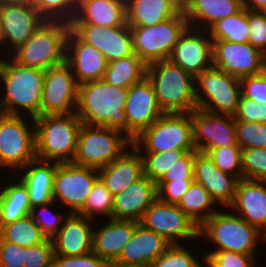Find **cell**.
Masks as SVG:
<instances>
[{"mask_svg":"<svg viewBox=\"0 0 266 267\" xmlns=\"http://www.w3.org/2000/svg\"><path fill=\"white\" fill-rule=\"evenodd\" d=\"M156 199V183L143 175L125 190L114 195L111 218L140 222L146 209Z\"/></svg>","mask_w":266,"mask_h":267,"instance_id":"cell-25","label":"cell"},{"mask_svg":"<svg viewBox=\"0 0 266 267\" xmlns=\"http://www.w3.org/2000/svg\"><path fill=\"white\" fill-rule=\"evenodd\" d=\"M99 178L98 169L69 163H58L53 179V201H59L70 212L78 214Z\"/></svg>","mask_w":266,"mask_h":267,"instance_id":"cell-12","label":"cell"},{"mask_svg":"<svg viewBox=\"0 0 266 267\" xmlns=\"http://www.w3.org/2000/svg\"><path fill=\"white\" fill-rule=\"evenodd\" d=\"M241 94L262 105L266 104V69L257 75L240 79Z\"/></svg>","mask_w":266,"mask_h":267,"instance_id":"cell-49","label":"cell"},{"mask_svg":"<svg viewBox=\"0 0 266 267\" xmlns=\"http://www.w3.org/2000/svg\"><path fill=\"white\" fill-rule=\"evenodd\" d=\"M57 164V162L35 159L18 171V174L24 171V173L21 172L22 177L19 176V178L28 188L31 207L53 201V179Z\"/></svg>","mask_w":266,"mask_h":267,"instance_id":"cell-31","label":"cell"},{"mask_svg":"<svg viewBox=\"0 0 266 267\" xmlns=\"http://www.w3.org/2000/svg\"><path fill=\"white\" fill-rule=\"evenodd\" d=\"M44 73L45 70L18 64L11 56L10 61L1 57L0 79L5 95L0 99V113L22 115L23 109L31 119L40 116Z\"/></svg>","mask_w":266,"mask_h":267,"instance_id":"cell-2","label":"cell"},{"mask_svg":"<svg viewBox=\"0 0 266 267\" xmlns=\"http://www.w3.org/2000/svg\"><path fill=\"white\" fill-rule=\"evenodd\" d=\"M212 49L208 30L188 27L175 44L169 60L195 78L213 67Z\"/></svg>","mask_w":266,"mask_h":267,"instance_id":"cell-18","label":"cell"},{"mask_svg":"<svg viewBox=\"0 0 266 267\" xmlns=\"http://www.w3.org/2000/svg\"><path fill=\"white\" fill-rule=\"evenodd\" d=\"M70 30L83 42L97 48L107 62L134 55L130 27H104L93 24H69Z\"/></svg>","mask_w":266,"mask_h":267,"instance_id":"cell-17","label":"cell"},{"mask_svg":"<svg viewBox=\"0 0 266 267\" xmlns=\"http://www.w3.org/2000/svg\"><path fill=\"white\" fill-rule=\"evenodd\" d=\"M25 248L0 238V267H24Z\"/></svg>","mask_w":266,"mask_h":267,"instance_id":"cell-54","label":"cell"},{"mask_svg":"<svg viewBox=\"0 0 266 267\" xmlns=\"http://www.w3.org/2000/svg\"><path fill=\"white\" fill-rule=\"evenodd\" d=\"M105 267H129V266H123V265L117 264L115 262H107Z\"/></svg>","mask_w":266,"mask_h":267,"instance_id":"cell-57","label":"cell"},{"mask_svg":"<svg viewBox=\"0 0 266 267\" xmlns=\"http://www.w3.org/2000/svg\"><path fill=\"white\" fill-rule=\"evenodd\" d=\"M206 153L222 172L231 174L238 180L243 179L240 146L211 148Z\"/></svg>","mask_w":266,"mask_h":267,"instance_id":"cell-40","label":"cell"},{"mask_svg":"<svg viewBox=\"0 0 266 267\" xmlns=\"http://www.w3.org/2000/svg\"><path fill=\"white\" fill-rule=\"evenodd\" d=\"M66 62L78 85L102 80L108 65L105 56L97 48L80 40L71 30L66 41Z\"/></svg>","mask_w":266,"mask_h":267,"instance_id":"cell-21","label":"cell"},{"mask_svg":"<svg viewBox=\"0 0 266 267\" xmlns=\"http://www.w3.org/2000/svg\"><path fill=\"white\" fill-rule=\"evenodd\" d=\"M172 244L139 224L115 263L129 267H150Z\"/></svg>","mask_w":266,"mask_h":267,"instance_id":"cell-26","label":"cell"},{"mask_svg":"<svg viewBox=\"0 0 266 267\" xmlns=\"http://www.w3.org/2000/svg\"><path fill=\"white\" fill-rule=\"evenodd\" d=\"M146 77L164 113H190L197 109L195 78L169 59L149 64Z\"/></svg>","mask_w":266,"mask_h":267,"instance_id":"cell-4","label":"cell"},{"mask_svg":"<svg viewBox=\"0 0 266 267\" xmlns=\"http://www.w3.org/2000/svg\"><path fill=\"white\" fill-rule=\"evenodd\" d=\"M70 25L46 21L26 42L12 52V59L26 67L47 70L66 61V41Z\"/></svg>","mask_w":266,"mask_h":267,"instance_id":"cell-5","label":"cell"},{"mask_svg":"<svg viewBox=\"0 0 266 267\" xmlns=\"http://www.w3.org/2000/svg\"><path fill=\"white\" fill-rule=\"evenodd\" d=\"M216 244L213 251H232L255 255L257 241L266 236L236 214L217 211L199 227V237Z\"/></svg>","mask_w":266,"mask_h":267,"instance_id":"cell-7","label":"cell"},{"mask_svg":"<svg viewBox=\"0 0 266 267\" xmlns=\"http://www.w3.org/2000/svg\"><path fill=\"white\" fill-rule=\"evenodd\" d=\"M181 4H183L186 0H178Z\"/></svg>","mask_w":266,"mask_h":267,"instance_id":"cell-59","label":"cell"},{"mask_svg":"<svg viewBox=\"0 0 266 267\" xmlns=\"http://www.w3.org/2000/svg\"><path fill=\"white\" fill-rule=\"evenodd\" d=\"M143 146H142V145ZM132 145L144 152L196 150L193 144L190 113H164L150 127L144 129ZM145 149H142V148Z\"/></svg>","mask_w":266,"mask_h":267,"instance_id":"cell-8","label":"cell"},{"mask_svg":"<svg viewBox=\"0 0 266 267\" xmlns=\"http://www.w3.org/2000/svg\"><path fill=\"white\" fill-rule=\"evenodd\" d=\"M33 0H0V5H32Z\"/></svg>","mask_w":266,"mask_h":267,"instance_id":"cell-56","label":"cell"},{"mask_svg":"<svg viewBox=\"0 0 266 267\" xmlns=\"http://www.w3.org/2000/svg\"><path fill=\"white\" fill-rule=\"evenodd\" d=\"M263 54H264V58H265V60H266V51H265Z\"/></svg>","mask_w":266,"mask_h":267,"instance_id":"cell-60","label":"cell"},{"mask_svg":"<svg viewBox=\"0 0 266 267\" xmlns=\"http://www.w3.org/2000/svg\"><path fill=\"white\" fill-rule=\"evenodd\" d=\"M242 6L246 10L266 11V0H242Z\"/></svg>","mask_w":266,"mask_h":267,"instance_id":"cell-55","label":"cell"},{"mask_svg":"<svg viewBox=\"0 0 266 267\" xmlns=\"http://www.w3.org/2000/svg\"><path fill=\"white\" fill-rule=\"evenodd\" d=\"M228 209L266 236V181L240 179Z\"/></svg>","mask_w":266,"mask_h":267,"instance_id":"cell-23","label":"cell"},{"mask_svg":"<svg viewBox=\"0 0 266 267\" xmlns=\"http://www.w3.org/2000/svg\"><path fill=\"white\" fill-rule=\"evenodd\" d=\"M54 246L52 239L46 238L40 244L25 247L24 267H52Z\"/></svg>","mask_w":266,"mask_h":267,"instance_id":"cell-47","label":"cell"},{"mask_svg":"<svg viewBox=\"0 0 266 267\" xmlns=\"http://www.w3.org/2000/svg\"><path fill=\"white\" fill-rule=\"evenodd\" d=\"M87 0H74V5L76 7H79L81 4H83Z\"/></svg>","mask_w":266,"mask_h":267,"instance_id":"cell-58","label":"cell"},{"mask_svg":"<svg viewBox=\"0 0 266 267\" xmlns=\"http://www.w3.org/2000/svg\"><path fill=\"white\" fill-rule=\"evenodd\" d=\"M181 244H172L150 267H205Z\"/></svg>","mask_w":266,"mask_h":267,"instance_id":"cell-44","label":"cell"},{"mask_svg":"<svg viewBox=\"0 0 266 267\" xmlns=\"http://www.w3.org/2000/svg\"><path fill=\"white\" fill-rule=\"evenodd\" d=\"M131 146L132 140L118 130L82 124L72 163L100 169L112 163Z\"/></svg>","mask_w":266,"mask_h":267,"instance_id":"cell-6","label":"cell"},{"mask_svg":"<svg viewBox=\"0 0 266 267\" xmlns=\"http://www.w3.org/2000/svg\"><path fill=\"white\" fill-rule=\"evenodd\" d=\"M194 180L159 181L157 198L165 203L177 204Z\"/></svg>","mask_w":266,"mask_h":267,"instance_id":"cell-51","label":"cell"},{"mask_svg":"<svg viewBox=\"0 0 266 267\" xmlns=\"http://www.w3.org/2000/svg\"><path fill=\"white\" fill-rule=\"evenodd\" d=\"M133 151V152H132ZM99 178L114 196L143 176L140 152L132 145L109 165L98 169Z\"/></svg>","mask_w":266,"mask_h":267,"instance_id":"cell-28","label":"cell"},{"mask_svg":"<svg viewBox=\"0 0 266 267\" xmlns=\"http://www.w3.org/2000/svg\"><path fill=\"white\" fill-rule=\"evenodd\" d=\"M189 151L170 150L165 152H146L141 155L143 161V175L154 183H158L170 168Z\"/></svg>","mask_w":266,"mask_h":267,"instance_id":"cell-38","label":"cell"},{"mask_svg":"<svg viewBox=\"0 0 266 267\" xmlns=\"http://www.w3.org/2000/svg\"><path fill=\"white\" fill-rule=\"evenodd\" d=\"M147 65L136 55L108 62L103 80L110 85L128 89L146 77Z\"/></svg>","mask_w":266,"mask_h":267,"instance_id":"cell-34","label":"cell"},{"mask_svg":"<svg viewBox=\"0 0 266 267\" xmlns=\"http://www.w3.org/2000/svg\"><path fill=\"white\" fill-rule=\"evenodd\" d=\"M34 121L36 159L57 163L72 162L82 125L76 112L40 115Z\"/></svg>","mask_w":266,"mask_h":267,"instance_id":"cell-3","label":"cell"},{"mask_svg":"<svg viewBox=\"0 0 266 267\" xmlns=\"http://www.w3.org/2000/svg\"><path fill=\"white\" fill-rule=\"evenodd\" d=\"M242 0H186L182 10L189 27L208 30L218 20L238 13Z\"/></svg>","mask_w":266,"mask_h":267,"instance_id":"cell-29","label":"cell"},{"mask_svg":"<svg viewBox=\"0 0 266 267\" xmlns=\"http://www.w3.org/2000/svg\"><path fill=\"white\" fill-rule=\"evenodd\" d=\"M237 144L241 149L266 148V124L235 121Z\"/></svg>","mask_w":266,"mask_h":267,"instance_id":"cell-42","label":"cell"},{"mask_svg":"<svg viewBox=\"0 0 266 267\" xmlns=\"http://www.w3.org/2000/svg\"><path fill=\"white\" fill-rule=\"evenodd\" d=\"M193 161L194 151L187 152L166 172L160 181L194 180Z\"/></svg>","mask_w":266,"mask_h":267,"instance_id":"cell-53","label":"cell"},{"mask_svg":"<svg viewBox=\"0 0 266 267\" xmlns=\"http://www.w3.org/2000/svg\"><path fill=\"white\" fill-rule=\"evenodd\" d=\"M193 171L194 181L206 188L216 204L228 208L234 200L239 180L222 172L207 153L199 151H194Z\"/></svg>","mask_w":266,"mask_h":267,"instance_id":"cell-22","label":"cell"},{"mask_svg":"<svg viewBox=\"0 0 266 267\" xmlns=\"http://www.w3.org/2000/svg\"><path fill=\"white\" fill-rule=\"evenodd\" d=\"M114 196L106 188L103 181L98 178L87 196L83 209L78 213L86 218L95 220V216L102 214L107 219L111 218Z\"/></svg>","mask_w":266,"mask_h":267,"instance_id":"cell-39","label":"cell"},{"mask_svg":"<svg viewBox=\"0 0 266 267\" xmlns=\"http://www.w3.org/2000/svg\"><path fill=\"white\" fill-rule=\"evenodd\" d=\"M78 84L65 61L45 70L40 115L76 112Z\"/></svg>","mask_w":266,"mask_h":267,"instance_id":"cell-13","label":"cell"},{"mask_svg":"<svg viewBox=\"0 0 266 267\" xmlns=\"http://www.w3.org/2000/svg\"><path fill=\"white\" fill-rule=\"evenodd\" d=\"M182 9L178 0H126L129 27L154 26L174 17Z\"/></svg>","mask_w":266,"mask_h":267,"instance_id":"cell-32","label":"cell"},{"mask_svg":"<svg viewBox=\"0 0 266 267\" xmlns=\"http://www.w3.org/2000/svg\"><path fill=\"white\" fill-rule=\"evenodd\" d=\"M233 117L235 121L260 122L266 124V104L262 105L241 94L236 113Z\"/></svg>","mask_w":266,"mask_h":267,"instance_id":"cell-50","label":"cell"},{"mask_svg":"<svg viewBox=\"0 0 266 267\" xmlns=\"http://www.w3.org/2000/svg\"><path fill=\"white\" fill-rule=\"evenodd\" d=\"M254 256L232 251H208L202 259L205 267H254Z\"/></svg>","mask_w":266,"mask_h":267,"instance_id":"cell-46","label":"cell"},{"mask_svg":"<svg viewBox=\"0 0 266 267\" xmlns=\"http://www.w3.org/2000/svg\"><path fill=\"white\" fill-rule=\"evenodd\" d=\"M189 27L181 9L174 17L154 26L130 27L133 49L147 66L169 59L180 36Z\"/></svg>","mask_w":266,"mask_h":267,"instance_id":"cell-9","label":"cell"},{"mask_svg":"<svg viewBox=\"0 0 266 267\" xmlns=\"http://www.w3.org/2000/svg\"><path fill=\"white\" fill-rule=\"evenodd\" d=\"M106 261L90 252L79 256L54 255L52 267H105Z\"/></svg>","mask_w":266,"mask_h":267,"instance_id":"cell-52","label":"cell"},{"mask_svg":"<svg viewBox=\"0 0 266 267\" xmlns=\"http://www.w3.org/2000/svg\"><path fill=\"white\" fill-rule=\"evenodd\" d=\"M190 118L196 151L206 153L211 148L239 146L233 116L194 109Z\"/></svg>","mask_w":266,"mask_h":267,"instance_id":"cell-16","label":"cell"},{"mask_svg":"<svg viewBox=\"0 0 266 267\" xmlns=\"http://www.w3.org/2000/svg\"><path fill=\"white\" fill-rule=\"evenodd\" d=\"M212 41H230L248 43L250 28L247 10L242 8L238 13L218 20L208 29Z\"/></svg>","mask_w":266,"mask_h":267,"instance_id":"cell-36","label":"cell"},{"mask_svg":"<svg viewBox=\"0 0 266 267\" xmlns=\"http://www.w3.org/2000/svg\"><path fill=\"white\" fill-rule=\"evenodd\" d=\"M32 5L47 21L69 23L77 11L74 0H33Z\"/></svg>","mask_w":266,"mask_h":267,"instance_id":"cell-41","label":"cell"},{"mask_svg":"<svg viewBox=\"0 0 266 267\" xmlns=\"http://www.w3.org/2000/svg\"><path fill=\"white\" fill-rule=\"evenodd\" d=\"M54 204V201L51 203H47L40 206H34L31 208L30 216L36 222V224L40 227L42 234L49 239H52L61 226L66 218L65 215L53 213L49 209V205ZM38 211V212H37Z\"/></svg>","mask_w":266,"mask_h":267,"instance_id":"cell-45","label":"cell"},{"mask_svg":"<svg viewBox=\"0 0 266 267\" xmlns=\"http://www.w3.org/2000/svg\"><path fill=\"white\" fill-rule=\"evenodd\" d=\"M139 223L171 244L199 237V227L193 220L176 204L165 203L158 198L146 209Z\"/></svg>","mask_w":266,"mask_h":267,"instance_id":"cell-14","label":"cell"},{"mask_svg":"<svg viewBox=\"0 0 266 267\" xmlns=\"http://www.w3.org/2000/svg\"><path fill=\"white\" fill-rule=\"evenodd\" d=\"M124 111L128 123V137L132 141L164 114L154 87L147 77L128 88Z\"/></svg>","mask_w":266,"mask_h":267,"instance_id":"cell-19","label":"cell"},{"mask_svg":"<svg viewBox=\"0 0 266 267\" xmlns=\"http://www.w3.org/2000/svg\"><path fill=\"white\" fill-rule=\"evenodd\" d=\"M195 101L199 110L233 116L241 96L240 79L212 67L195 77Z\"/></svg>","mask_w":266,"mask_h":267,"instance_id":"cell-10","label":"cell"},{"mask_svg":"<svg viewBox=\"0 0 266 267\" xmlns=\"http://www.w3.org/2000/svg\"><path fill=\"white\" fill-rule=\"evenodd\" d=\"M0 238L24 248L40 244L46 239L30 215L2 226Z\"/></svg>","mask_w":266,"mask_h":267,"instance_id":"cell-37","label":"cell"},{"mask_svg":"<svg viewBox=\"0 0 266 267\" xmlns=\"http://www.w3.org/2000/svg\"><path fill=\"white\" fill-rule=\"evenodd\" d=\"M193 222L200 227L217 211L213 205L216 202L211 198L209 192L200 183L193 181L180 201L176 204ZM213 209V210H212Z\"/></svg>","mask_w":266,"mask_h":267,"instance_id":"cell-35","label":"cell"},{"mask_svg":"<svg viewBox=\"0 0 266 267\" xmlns=\"http://www.w3.org/2000/svg\"><path fill=\"white\" fill-rule=\"evenodd\" d=\"M23 117L0 113V166L12 174L36 159L35 121L30 128Z\"/></svg>","mask_w":266,"mask_h":267,"instance_id":"cell-11","label":"cell"},{"mask_svg":"<svg viewBox=\"0 0 266 267\" xmlns=\"http://www.w3.org/2000/svg\"><path fill=\"white\" fill-rule=\"evenodd\" d=\"M247 19L250 28L248 43L264 53L266 51V11L247 10Z\"/></svg>","mask_w":266,"mask_h":267,"instance_id":"cell-48","label":"cell"},{"mask_svg":"<svg viewBox=\"0 0 266 267\" xmlns=\"http://www.w3.org/2000/svg\"><path fill=\"white\" fill-rule=\"evenodd\" d=\"M0 16V46L8 42L12 46L9 53L47 21L33 5H0Z\"/></svg>","mask_w":266,"mask_h":267,"instance_id":"cell-20","label":"cell"},{"mask_svg":"<svg viewBox=\"0 0 266 267\" xmlns=\"http://www.w3.org/2000/svg\"><path fill=\"white\" fill-rule=\"evenodd\" d=\"M127 23L126 0H87L77 7L69 24H93L104 27Z\"/></svg>","mask_w":266,"mask_h":267,"instance_id":"cell-30","label":"cell"},{"mask_svg":"<svg viewBox=\"0 0 266 267\" xmlns=\"http://www.w3.org/2000/svg\"><path fill=\"white\" fill-rule=\"evenodd\" d=\"M139 224L137 221L110 218L99 229H93L92 252L106 262H115Z\"/></svg>","mask_w":266,"mask_h":267,"instance_id":"cell-27","label":"cell"},{"mask_svg":"<svg viewBox=\"0 0 266 267\" xmlns=\"http://www.w3.org/2000/svg\"><path fill=\"white\" fill-rule=\"evenodd\" d=\"M128 89L108 84L103 79L78 85L76 114L82 124L118 130L128 137L124 111Z\"/></svg>","mask_w":266,"mask_h":267,"instance_id":"cell-1","label":"cell"},{"mask_svg":"<svg viewBox=\"0 0 266 267\" xmlns=\"http://www.w3.org/2000/svg\"><path fill=\"white\" fill-rule=\"evenodd\" d=\"M92 219L68 213L63 225L52 238L54 255L79 256L92 252Z\"/></svg>","mask_w":266,"mask_h":267,"instance_id":"cell-24","label":"cell"},{"mask_svg":"<svg viewBox=\"0 0 266 267\" xmlns=\"http://www.w3.org/2000/svg\"><path fill=\"white\" fill-rule=\"evenodd\" d=\"M28 188L19 181L8 184L0 191V228L30 215Z\"/></svg>","mask_w":266,"mask_h":267,"instance_id":"cell-33","label":"cell"},{"mask_svg":"<svg viewBox=\"0 0 266 267\" xmlns=\"http://www.w3.org/2000/svg\"><path fill=\"white\" fill-rule=\"evenodd\" d=\"M213 67L238 79L266 69L264 54L250 43L213 41Z\"/></svg>","mask_w":266,"mask_h":267,"instance_id":"cell-15","label":"cell"},{"mask_svg":"<svg viewBox=\"0 0 266 267\" xmlns=\"http://www.w3.org/2000/svg\"><path fill=\"white\" fill-rule=\"evenodd\" d=\"M243 179L266 181V148L242 149Z\"/></svg>","mask_w":266,"mask_h":267,"instance_id":"cell-43","label":"cell"}]
</instances>
